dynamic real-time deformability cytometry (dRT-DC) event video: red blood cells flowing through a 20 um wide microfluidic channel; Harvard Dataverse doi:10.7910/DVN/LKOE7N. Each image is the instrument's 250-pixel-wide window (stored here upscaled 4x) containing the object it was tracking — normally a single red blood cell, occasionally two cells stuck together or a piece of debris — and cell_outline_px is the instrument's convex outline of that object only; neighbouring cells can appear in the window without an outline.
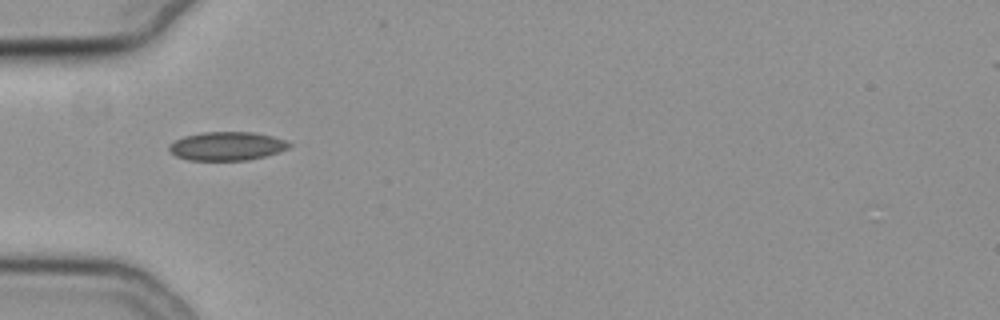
{"species": "common noctule bat (a hibernating species)", "species_latin": "Nyctalus noctula", "temperature_condition": "cold", "stored_images_in_passage": 38, "camera_frame_rate_fps": 3000, "um_per_image_px": 0.085, "animal": {"sex": "female", "body_mass_g": 19.3, "forearm_length_mm": 54.1}, "frame": {"image": 1, "passage_image": 1, "time_ms": 0.0, "image_size_px": [1000, 320], "cell_outline_px": [[292, 144], [288, 148], [280, 152], [248, 160], [188, 160], [176, 156], [168, 148], [168, 144], [184, 136], [204, 132], [252, 132], [272, 136], [284, 140]], "centroid_in_image_um": [19.28, 12.42], "position_along_channel_um": 65.7, "area_um2": 19.94}}
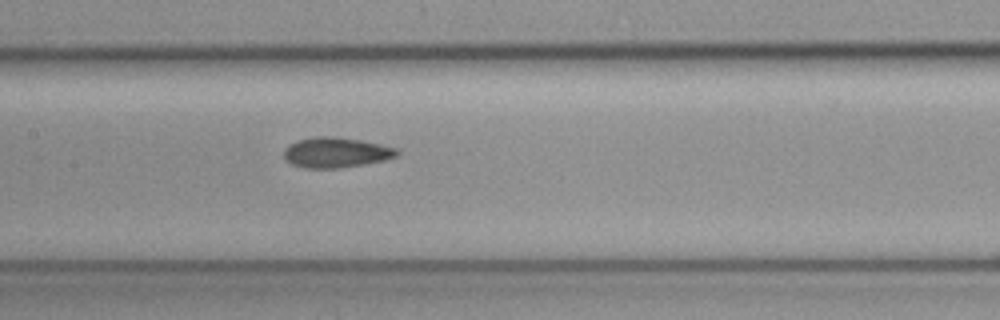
{"frame": {"image": 2, "passage_image": 10, "time_ms": 3.0, "image_size_px": [1000, 320], "cell_outline_px": [[400, 152], [396, 156], [384, 160], [364, 164], [340, 168], [304, 168], [292, 164], [284, 160], [284, 148], [296, 140], [316, 136], [332, 136], [360, 140], [400, 148]], "centroid_in_image_um": [28.55, 12.96], "position_along_channel_um": 178.8, "area_um2": 20.11}}
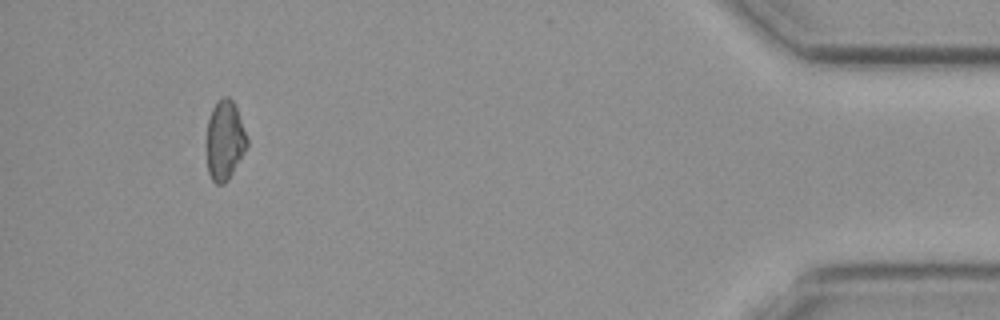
{"frame": {"image": 3, "passage_image": 34, "time_ms": 11.0, "image_size_px": [1000, 320], "cell_outline_px": [[248, 144], [244, 152], [228, 180], [224, 184], [216, 184], [212, 180], [208, 172], [208, 120], [212, 108], [224, 96], [228, 96], [232, 100], [236, 108], [248, 140]], "centroid_in_image_um": [19.11, 11.94], "position_along_channel_um": 416.1, "area_um2": 18.21}, "authors_computed_cell_mechanics": {"area_um2": 19.2185, "velocity_mm_per_s": 3.8139, "shape_relaxation_time_tau1_ms": 8.7876, "shape_relaxation_time_tau2_ms": null, "deformation_change_tau1": 0.0947, "deformation_change_tau2": null}}